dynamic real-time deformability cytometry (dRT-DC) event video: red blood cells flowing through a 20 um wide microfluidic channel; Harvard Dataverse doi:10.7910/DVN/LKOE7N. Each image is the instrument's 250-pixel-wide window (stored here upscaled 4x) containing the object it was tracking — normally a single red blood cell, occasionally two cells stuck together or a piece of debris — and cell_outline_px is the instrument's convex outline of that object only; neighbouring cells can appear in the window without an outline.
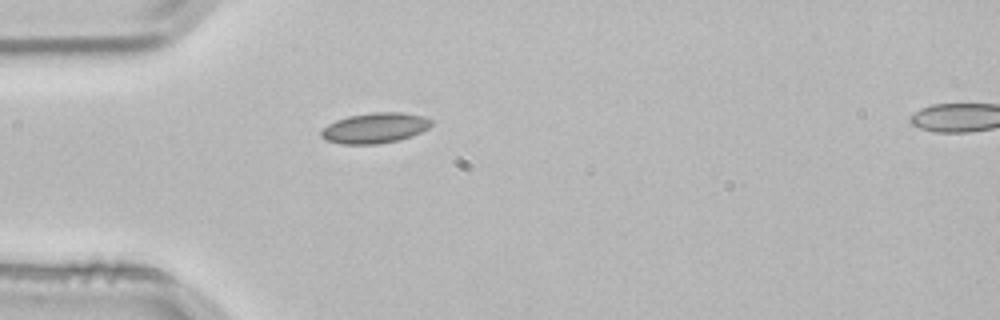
{"species": "common noctule bat (a hibernating species)", "species_latin": "Nyctalus noctula", "temperature_condition": "room temperature", "stored_images_in_passage": 2, "segment_of_instrument_passage": [1, 2], "camera_frame_rate_fps": 3000, "um_per_image_px": 0.085, "animal": {"sex": "male", "body_mass_g": 21.5, "forearm_length_mm": 52.0}, "frame": {"image": 1, "passage_image": 1, "time_ms": 0.0, "image_size_px": [1000, 320], "cell_outline_px": [[432, 124], [428, 128], [412, 136], [400, 140], [376, 144], [344, 144], [324, 140], [320, 136], [320, 132], [328, 124], [336, 120], [348, 116], [372, 112], [404, 112], [424, 116], [432, 120]], "centroid_in_image_um": [31.87, 10.87], "position_along_channel_um": 53.1, "area_um2": 19.65}}